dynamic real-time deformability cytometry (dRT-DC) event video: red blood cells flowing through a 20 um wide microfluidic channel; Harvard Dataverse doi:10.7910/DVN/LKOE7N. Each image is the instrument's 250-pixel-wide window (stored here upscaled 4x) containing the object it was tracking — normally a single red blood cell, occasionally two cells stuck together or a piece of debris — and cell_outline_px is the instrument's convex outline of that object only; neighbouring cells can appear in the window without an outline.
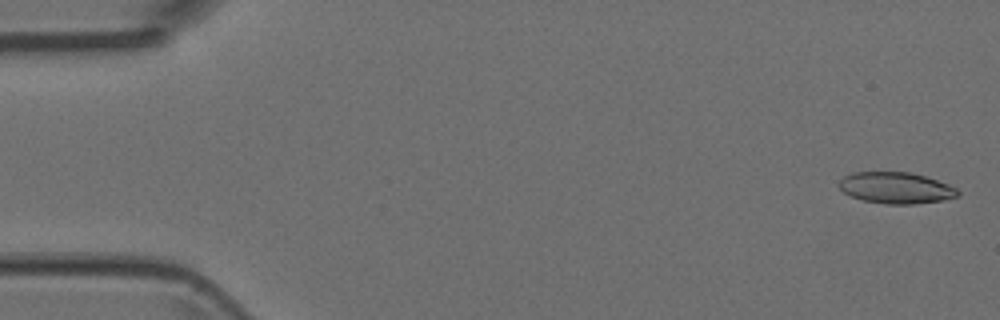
{"species": "Egyptian fruit bat (a non-hibernating species)", "species_latin": "Rousettus aegyptiacus", "temperature_condition": "room temperature", "stored_images_in_passage": 5, "camera_frame_rate_fps": 3000, "um_per_image_px": 0.085, "animal": {"sex": "female"}, "frame": {"image": 1, "passage_image": 1, "time_ms": 0.0, "image_size_px": [1000, 320], "cell_outline_px": [[960, 192], [956, 196], [940, 200], [912, 204], [884, 204], [864, 200], [852, 196], [844, 192], [836, 184], [844, 176], [852, 172], [912, 172], [948, 184], [956, 188]], "centroid_in_image_um": [76.11, 15.96], "position_along_channel_um": 8.9, "area_um2": 21.5}}
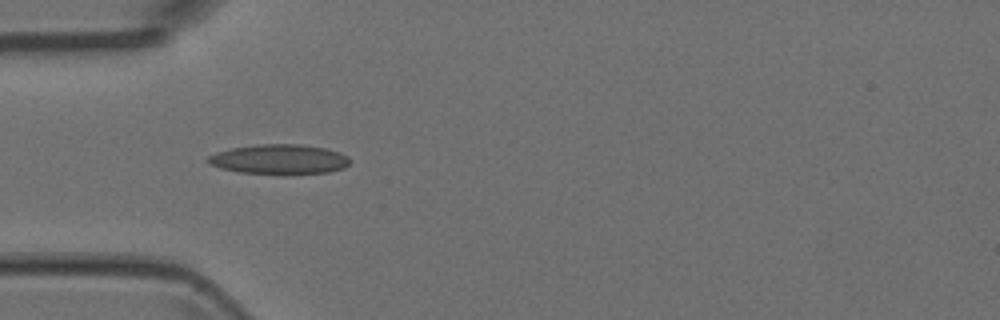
{"frame": {"image": 2, "passage_image": 5, "time_ms": 1.333, "image_size_px": [1000, 320], "cell_outline_px": [[352, 160], [344, 168], [328, 172], [284, 176], [240, 172], [220, 168], [208, 164], [204, 160], [208, 156], [216, 152], [232, 148], [256, 144], [300, 144], [324, 148], [340, 152], [348, 156]], "centroid_in_image_um": [23.73, 13.56], "position_along_channel_um": 61.3, "area_um2": 25.37}}